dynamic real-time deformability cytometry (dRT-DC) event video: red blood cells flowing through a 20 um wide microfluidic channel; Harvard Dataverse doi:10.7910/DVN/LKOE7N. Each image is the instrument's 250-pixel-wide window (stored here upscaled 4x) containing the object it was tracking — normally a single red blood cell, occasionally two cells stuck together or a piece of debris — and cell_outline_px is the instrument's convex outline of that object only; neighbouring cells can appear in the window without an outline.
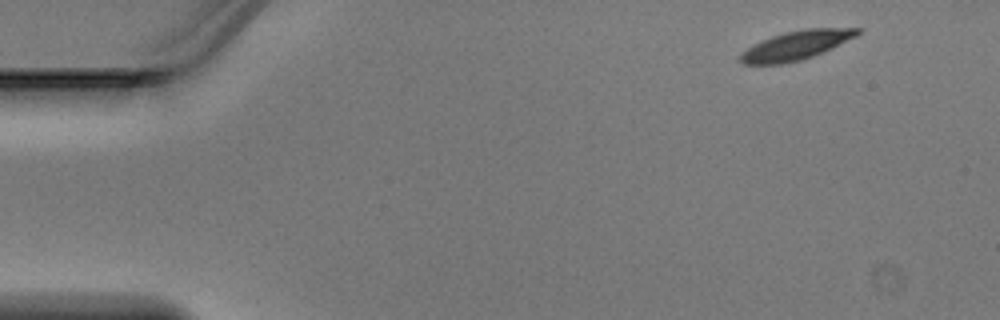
{"species": "Egyptian fruit bat (a non-hibernating species)", "species_latin": "Rousettus aegyptiacus", "temperature_condition": "warm", "stored_images_in_passage": 4, "segment_of_instrument_passage": [1, 2], "camera_frame_rate_fps": 3000, "um_per_image_px": 0.085, "animal": {"sex": "male"}, "frame": {"image": 1, "passage_image": 1, "time_ms": 0.0, "image_size_px": [1000, 320], "cell_outline_px": [[860, 32], [856, 36], [812, 56], [800, 60], [784, 64], [744, 64], [740, 60], [740, 52], [752, 44], [760, 40], [784, 32], [804, 28], [860, 28]], "centroid_in_image_um": [67.6, 3.84], "position_along_channel_um": 17.4, "area_um2": 19.59}}
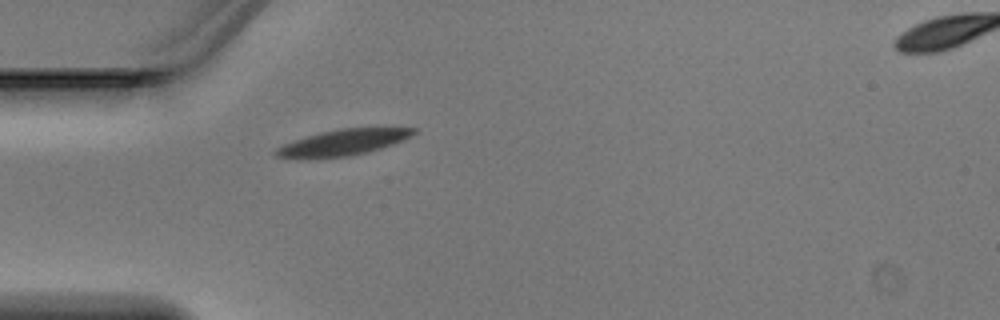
{"frame": {"image": 2, "passage_image": 3, "time_ms": 0.667, "image_size_px": [1000, 320], "cell_outline_px": [[416, 132], [412, 136], [404, 140], [368, 152], [348, 156], [316, 160], [276, 156], [272, 152], [276, 148], [284, 144], [320, 132], [340, 128], [416, 128]], "centroid_in_image_um": [29.13, 12.13], "position_along_channel_um": 55.9, "area_um2": 20.98}}